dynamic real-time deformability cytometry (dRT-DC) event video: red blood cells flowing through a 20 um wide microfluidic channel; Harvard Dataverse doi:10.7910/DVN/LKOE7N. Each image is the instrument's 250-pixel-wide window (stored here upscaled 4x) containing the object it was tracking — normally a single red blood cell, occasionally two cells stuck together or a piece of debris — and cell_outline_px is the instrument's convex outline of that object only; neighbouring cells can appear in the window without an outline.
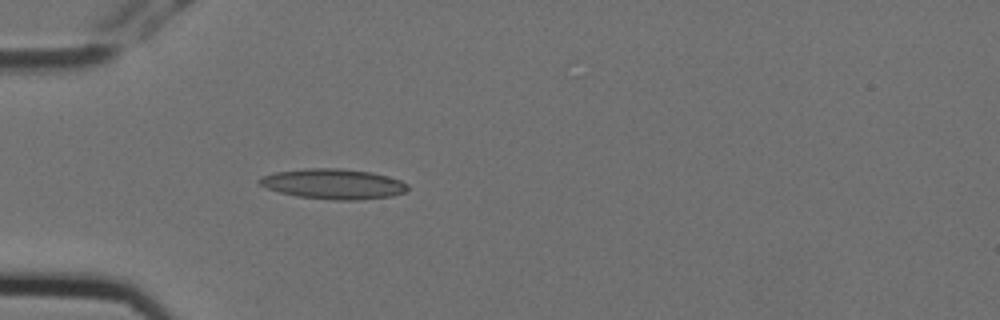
{"species": "Egyptian fruit bat (a non-hibernating species)", "species_latin": "Rousettus aegyptiacus", "temperature_condition": "cold", "stored_images_in_passage": 5, "camera_frame_rate_fps": 3000, "um_per_image_px": 0.085, "animal": {"sex": "female"}, "frame": {"image": 1, "passage_image": 5, "time_ms": 1.333, "image_size_px": [1000, 320], "cell_outline_px": [[408, 188], [404, 192], [392, 196], [356, 200], [336, 200], [296, 196], [280, 192], [268, 188], [260, 184], [256, 180], [260, 176], [276, 172], [308, 168], [344, 168], [372, 172], [400, 180], [408, 184]], "centroid_in_image_um": [28.33, 15.63], "position_along_channel_um": 56.7, "area_um2": 26.07}}